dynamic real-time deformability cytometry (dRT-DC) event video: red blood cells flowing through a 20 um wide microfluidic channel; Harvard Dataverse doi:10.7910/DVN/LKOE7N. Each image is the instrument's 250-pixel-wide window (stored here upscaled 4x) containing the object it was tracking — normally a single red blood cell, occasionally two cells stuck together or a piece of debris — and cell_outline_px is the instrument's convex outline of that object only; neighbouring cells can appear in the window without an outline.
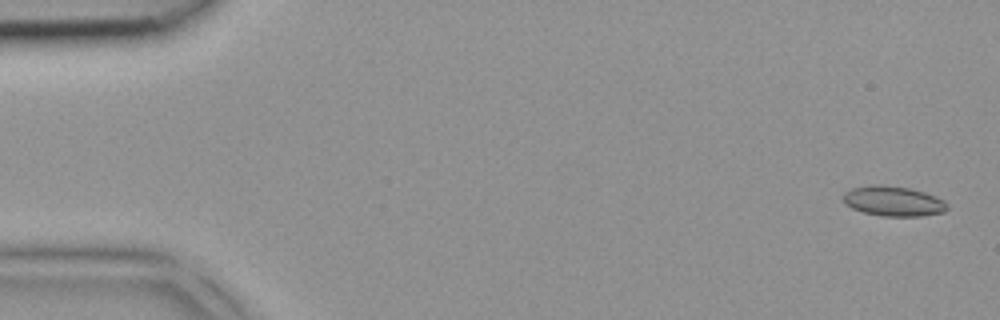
{"species": "common noctule bat (a hibernating species)", "species_latin": "Nyctalus noctula", "temperature_condition": "room temperature", "stored_images_in_passage": 4, "camera_frame_rate_fps": 3000, "um_per_image_px": 0.085, "animal": {"sex": "female", "body_mass_g": 18.4}, "frame": {"image": 1, "passage_image": 1, "time_ms": 0.0, "image_size_px": [1000, 320], "cell_outline_px": [[948, 208], [944, 212], [924, 216], [884, 216], [864, 212], [852, 208], [844, 204], [844, 192], [852, 188], [880, 184], [912, 188], [936, 196], [944, 200], [948, 204]], "centroid_in_image_um": [75.97, 17.1], "position_along_channel_um": 9.0, "area_um2": 18.26}}